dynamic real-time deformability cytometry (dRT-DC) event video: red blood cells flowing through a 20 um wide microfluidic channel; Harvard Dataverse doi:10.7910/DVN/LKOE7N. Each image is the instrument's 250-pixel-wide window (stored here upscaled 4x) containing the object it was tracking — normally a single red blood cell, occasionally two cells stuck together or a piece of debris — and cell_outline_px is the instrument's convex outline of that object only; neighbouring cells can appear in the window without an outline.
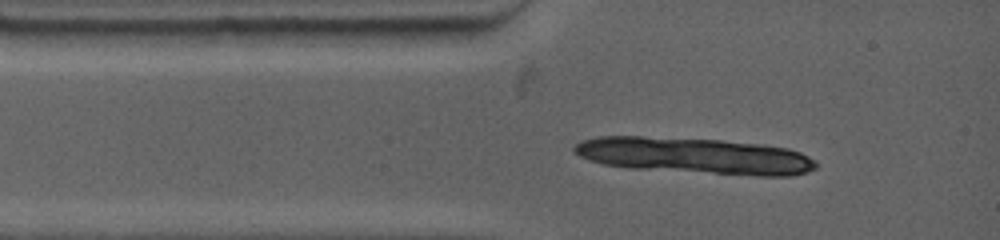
{"species": "common noctule bat (a hibernating species)", "species_latin": "Nyctalus noctula", "temperature_condition": "warm", "stored_images_in_passage": 3, "camera_frame_rate_fps": 4500, "um_per_image_px": 0.085, "animal": {"sex": "female", "body_mass_g": 19.0, "forearm_length_mm": 53.3}, "frame": {"image": 1, "passage_image": 1, "time_ms": 0.0, "image_size_px": [1000, 240], "cell_outline_px": [[472, 28], [468, 36], [456, 44], [420, 48], [348, 44], [340, 28]], "centroid_in_image_um": [34.46, 3.12], "position_along_channel_um": 50.5, "area_um2": 15.66}}